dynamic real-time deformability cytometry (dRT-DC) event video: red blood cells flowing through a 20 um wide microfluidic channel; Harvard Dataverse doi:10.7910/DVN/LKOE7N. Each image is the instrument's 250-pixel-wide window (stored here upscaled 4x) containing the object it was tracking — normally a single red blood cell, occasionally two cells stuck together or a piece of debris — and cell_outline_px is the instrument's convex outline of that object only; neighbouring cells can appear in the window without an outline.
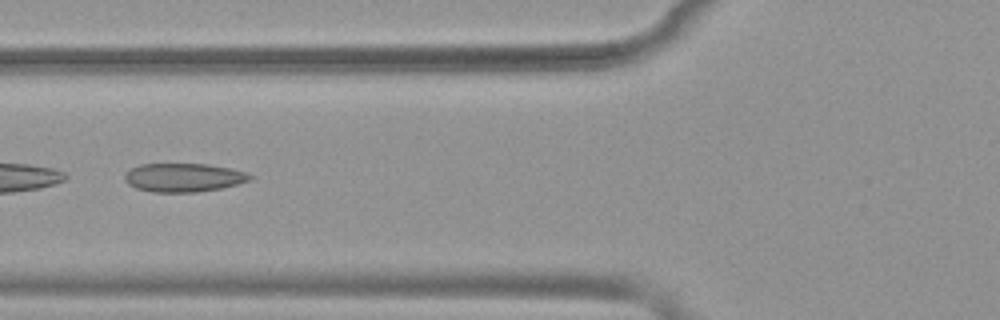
{"species": "common noctule bat (a hibernating species)", "species_latin": "Nyctalus noctula", "temperature_condition": "warm", "stored_images_in_passage": 50, "camera_frame_rate_fps": 3000, "um_per_image_px": 0.085, "animal": {"sex": "female", "body_mass_g": 19.9}, "frame": {"image": 1, "passage_image": 20, "time_ms": 6.333, "image_size_px": [1000, 320], "cell_outline_px": [[252, 180], [224, 188], [196, 192], [152, 192], [136, 188], [128, 184], [124, 180], [124, 176], [132, 168], [140, 164], [208, 164], [232, 168], [248, 172], [252, 176]], "centroid_in_image_um": [15.66, 15.09], "position_along_channel_um": 110.1, "area_um2": 21.1}}
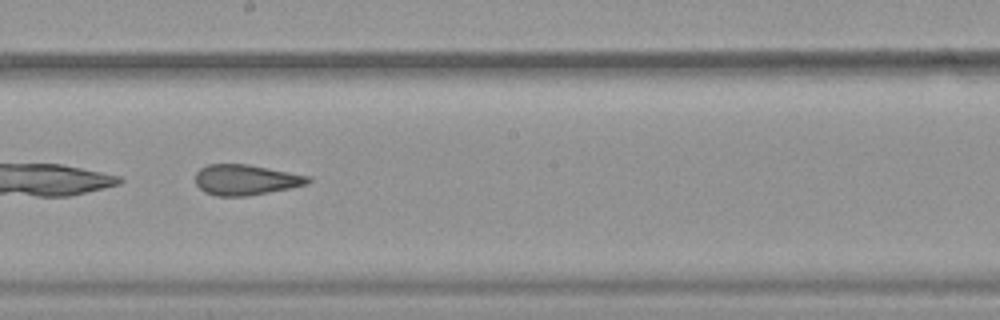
{"frame": {"image": 2, "passage_image": 29, "time_ms": 9.333, "image_size_px": [1000, 320], "cell_outline_px": [[312, 180], [308, 184], [248, 196], [216, 196], [204, 192], [196, 184], [196, 172], [200, 168], [208, 164], [248, 164], [312, 176]], "centroid_in_image_um": [20.9, 15.28], "position_along_channel_um": 227.3, "area_um2": 20.11}}
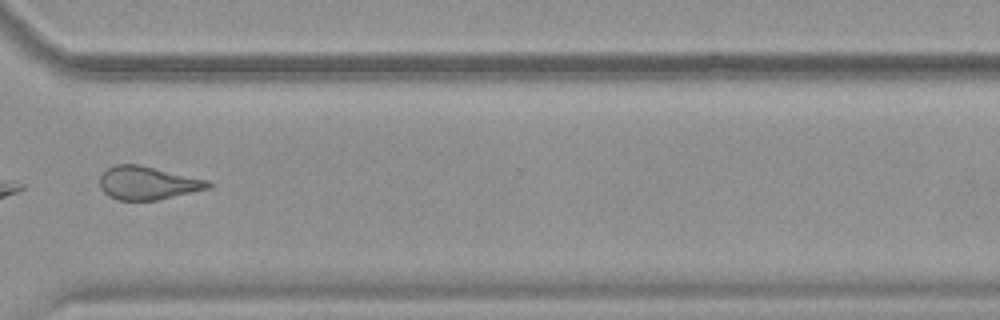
{"frame": {"image": 3, "passage_image": 39, "time_ms": 12.667, "image_size_px": [1000, 320], "cell_outline_px": [[212, 188], [156, 200], [116, 200], [108, 196], [100, 188], [100, 176], [112, 164], [140, 164], [208, 180], [212, 184]], "centroid_in_image_um": [12.55, 15.55], "position_along_channel_um": 358.1, "area_um2": 21.15}, "authors_computed_cell_mechanics": {"area_um2": 22.6287, "velocity_mm_per_s": 3.9189, "shape_relaxation_time_tau1_ms": null, "shape_relaxation_time_tau2_ms": 2.2899, "deformation_change_tau1": null, "deformation_change_tau2": 0.0937}}